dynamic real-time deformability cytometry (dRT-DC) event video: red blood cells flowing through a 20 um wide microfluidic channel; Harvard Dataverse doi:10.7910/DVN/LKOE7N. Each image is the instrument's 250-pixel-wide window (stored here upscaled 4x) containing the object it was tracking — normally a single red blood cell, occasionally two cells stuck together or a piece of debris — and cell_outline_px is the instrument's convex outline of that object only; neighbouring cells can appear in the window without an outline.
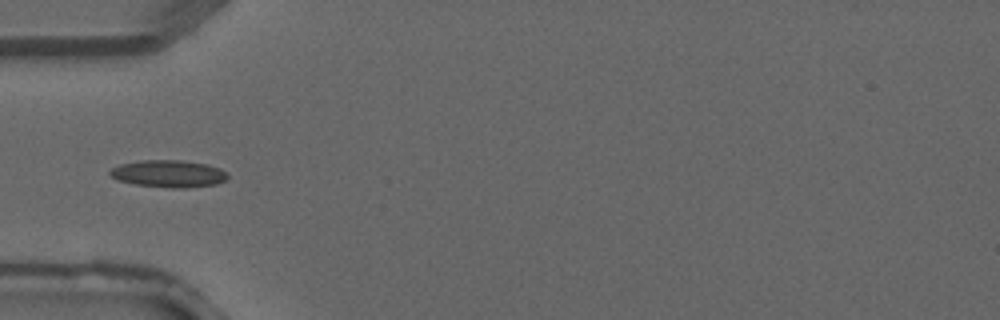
{"species": "common noctule bat (a hibernating species)", "species_latin": "Nyctalus noctula", "temperature_condition": "warm", "stored_images_in_passage": 4, "camera_frame_rate_fps": 3000, "um_per_image_px": 0.085, "animal": {"sex": "male", "forearm_length_mm": 52.5}, "frame": {"image": 1, "passage_image": 4, "time_ms": 1.0, "image_size_px": [1000, 320], "cell_outline_px": [[228, 176], [224, 180], [216, 184], [184, 188], [172, 188], [136, 184], [120, 180], [112, 176], [108, 172], [112, 168], [120, 164], [140, 160], [184, 160], [208, 164], [220, 168], [228, 172]], "centroid_in_image_um": [14.37, 14.75], "position_along_channel_um": 70.6, "area_um2": 18.61}}